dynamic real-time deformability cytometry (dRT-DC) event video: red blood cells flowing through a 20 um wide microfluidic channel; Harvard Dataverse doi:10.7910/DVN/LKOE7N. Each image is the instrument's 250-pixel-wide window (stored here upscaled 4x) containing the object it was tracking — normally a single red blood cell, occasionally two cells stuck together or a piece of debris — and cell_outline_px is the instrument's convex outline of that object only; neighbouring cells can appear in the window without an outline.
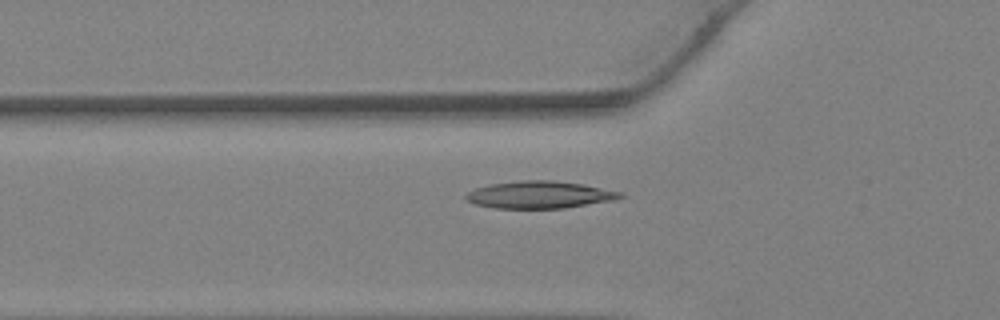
{"species": "Egyptian fruit bat (a non-hibernating species)", "species_latin": "Rousettus aegyptiacus", "temperature_condition": "warm", "stored_images_in_passage": 33, "camera_frame_rate_fps": 3000, "um_per_image_px": 0.085, "animal": {"sex": "female"}, "frame": {"image": 1, "passage_image": 10, "time_ms": 3.0, "image_size_px": [1000, 320], "cell_outline_px": [[624, 196], [616, 200], [564, 208], [492, 208], [476, 204], [464, 200], [464, 196], [468, 192], [476, 188], [492, 184], [520, 180], [552, 180], [584, 184], [624, 192]], "centroid_in_image_um": [45.9, 16.55], "position_along_channel_um": 79.9, "area_um2": 24.68}}
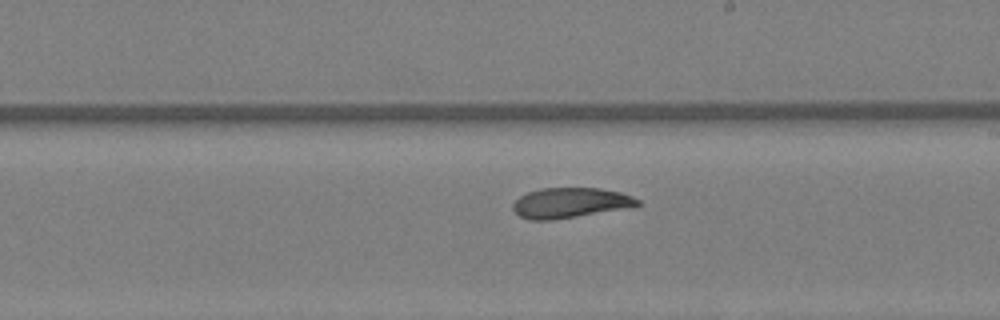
{"frame": {"image": 2, "passage_image": 19, "time_ms": 6.0, "image_size_px": [1000, 320], "cell_outline_px": [[640, 204], [636, 208], [552, 220], [532, 220], [520, 216], [512, 208], [512, 204], [520, 196], [528, 192], [540, 188], [600, 188], [620, 192], [632, 196], [640, 200]], "centroid_in_image_um": [48.55, 17.25], "position_along_channel_um": 240.5, "area_um2": 22.31}}
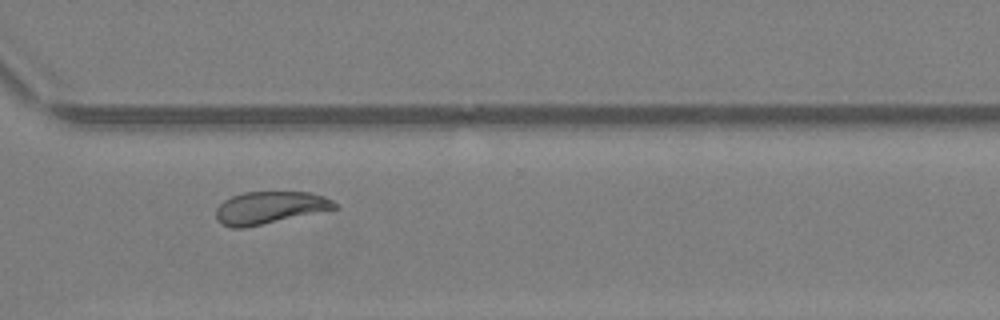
{"frame": {"image": 3, "passage_image": 25, "time_ms": 8.0, "image_size_px": [1000, 320], "cell_outline_px": [[340, 208], [244, 228], [232, 228], [220, 224], [216, 220], [216, 208], [224, 200], [232, 196], [244, 192], [308, 192], [324, 196], [332, 200]], "centroid_in_image_um": [22.91, 17.66], "position_along_channel_um": 347.7, "area_um2": 22.48}}